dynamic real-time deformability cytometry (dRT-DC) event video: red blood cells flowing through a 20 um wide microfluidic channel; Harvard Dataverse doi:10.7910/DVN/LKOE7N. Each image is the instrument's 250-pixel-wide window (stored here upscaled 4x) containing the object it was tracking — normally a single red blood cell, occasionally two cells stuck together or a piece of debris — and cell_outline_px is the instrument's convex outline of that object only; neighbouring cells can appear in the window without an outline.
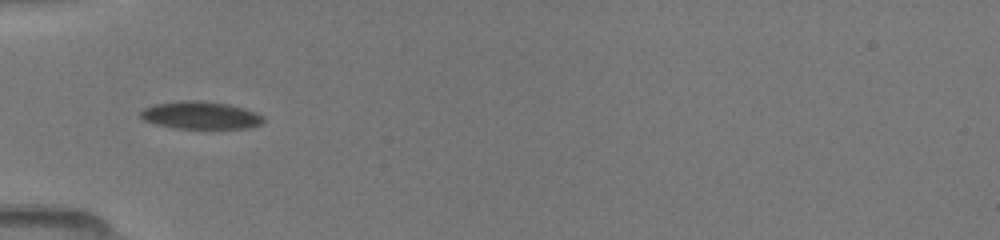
{"species": "common noctule bat (a hibernating species)", "species_latin": "Nyctalus noctula", "temperature_condition": "room temperature", "stored_images_in_passage": 2, "camera_frame_rate_fps": 3000, "um_per_image_px": 0.085, "animal": {"sex": "female", "body_mass_g": 19.5, "forearm_length_mm": 54.1}, "frame": {"image": 1, "passage_image": 1, "time_ms": 0.0, "image_size_px": [1000, 240], "cell_outline_px": [[264, 120], [260, 124], [248, 128], [176, 128], [156, 124], [144, 120], [140, 116], [140, 112], [144, 108], [152, 104], [180, 100], [200, 100], [228, 104], [244, 108], [264, 116]], "centroid_in_image_um": [17.02, 9.78], "position_along_channel_um": 68.0, "area_um2": 19.77}}